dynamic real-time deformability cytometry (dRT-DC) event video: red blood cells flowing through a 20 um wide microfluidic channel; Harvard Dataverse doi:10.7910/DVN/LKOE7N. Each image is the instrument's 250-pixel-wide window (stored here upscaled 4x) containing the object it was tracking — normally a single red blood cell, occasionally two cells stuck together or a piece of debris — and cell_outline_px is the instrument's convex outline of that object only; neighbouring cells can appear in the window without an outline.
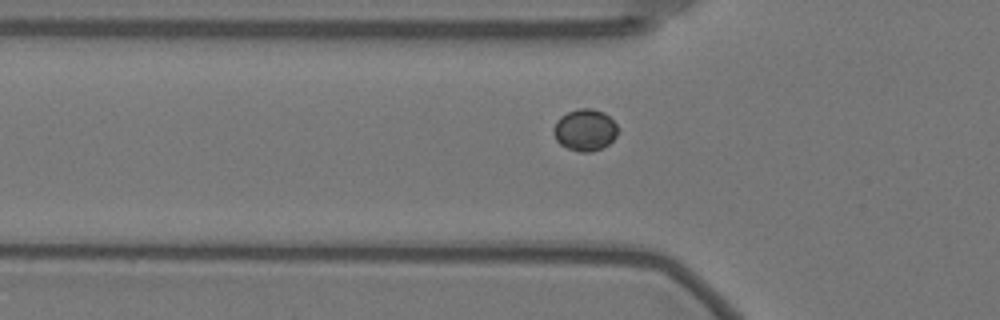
{"species": "Egyptian fruit bat (a non-hibernating species)", "species_latin": "Rousettus aegyptiacus", "temperature_condition": "warm", "stored_images_in_passage": 43, "camera_frame_rate_fps": 3000, "um_per_image_px": 0.085, "animal": {"sex": "female"}, "frame": {"image": 1, "passage_image": 5, "time_ms": 1.333, "image_size_px": [1000, 320], "cell_outline_px": [[620, 128], [616, 136], [608, 144], [592, 152], [580, 152], [568, 148], [560, 144], [556, 140], [552, 132], [552, 128], [556, 120], [560, 116], [568, 112], [580, 108], [592, 108], [604, 112]], "centroid_in_image_um": [49.71, 11.04], "position_along_channel_um": 76.1, "area_um2": 15.78}}
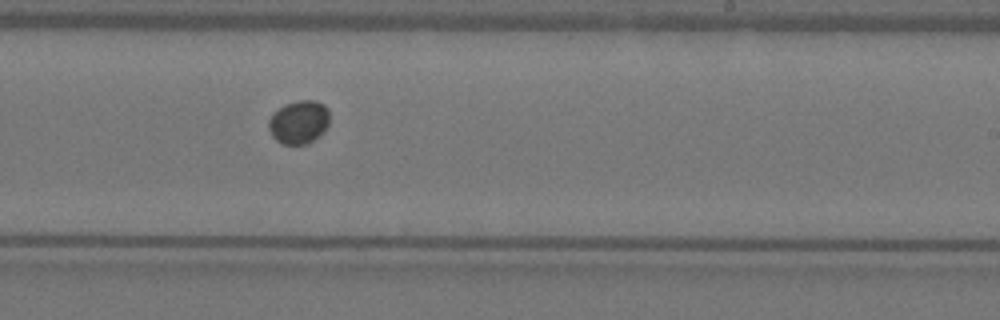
{"frame": {"image": 2, "passage_image": 21, "time_ms": 6.667, "image_size_px": [1000, 320], "cell_outline_px": [[328, 124], [320, 136], [308, 144], [284, 144], [276, 140], [272, 136], [268, 128], [268, 120], [284, 104], [300, 100], [316, 100], [324, 104], [328, 108]], "centroid_in_image_um": [25.42, 10.38], "position_along_channel_um": 263.6, "area_um2": 15.37}}
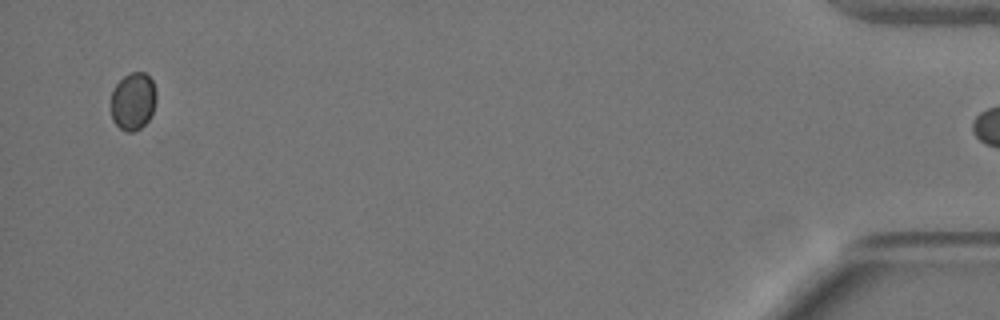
{"frame": {"image": 3, "passage_image": 42, "time_ms": 13.667, "image_size_px": [1000, 320], "cell_outline_px": [[156, 100], [152, 116], [140, 128], [132, 132], [128, 132], [120, 128], [112, 120], [112, 88], [124, 76], [132, 72], [144, 72], [152, 80], [156, 92]], "centroid_in_image_um": [11.32, 8.6], "position_along_channel_um": 423.9, "area_um2": 15.2}}